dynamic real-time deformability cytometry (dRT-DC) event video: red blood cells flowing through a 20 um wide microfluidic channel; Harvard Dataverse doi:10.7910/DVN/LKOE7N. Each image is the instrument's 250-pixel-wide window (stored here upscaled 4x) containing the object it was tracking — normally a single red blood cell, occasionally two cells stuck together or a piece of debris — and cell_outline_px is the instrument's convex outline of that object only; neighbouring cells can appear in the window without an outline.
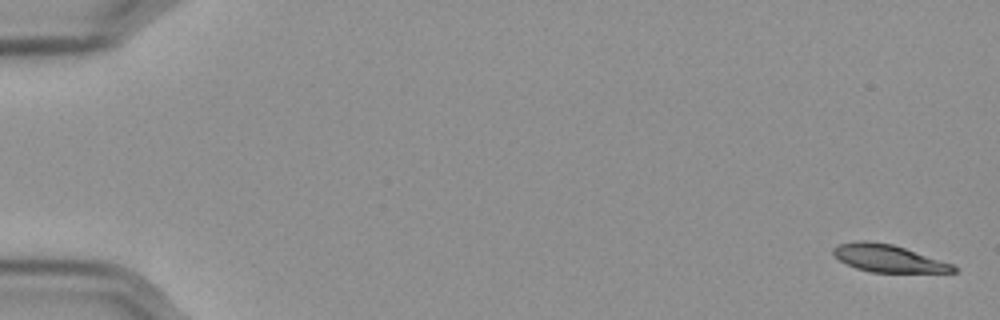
{"species": "Egyptian fruit bat (a non-hibernating species)", "species_latin": "Rousettus aegyptiacus", "temperature_condition": "cold", "stored_images_in_passage": 57, "camera_frame_rate_fps": 3000, "um_per_image_px": 0.085, "frame": {"image": 1, "passage_image": 1, "time_ms": 0.0, "image_size_px": [1000, 320], "cell_outline_px": [[956, 272], [872, 272], [856, 268], [840, 260], [832, 252], [832, 248], [840, 244], [856, 240], [868, 240], [892, 244], [952, 264], [956, 268]], "centroid_in_image_um": [75.46, 21.95], "position_along_channel_um": 9.5, "area_um2": 18.84}}
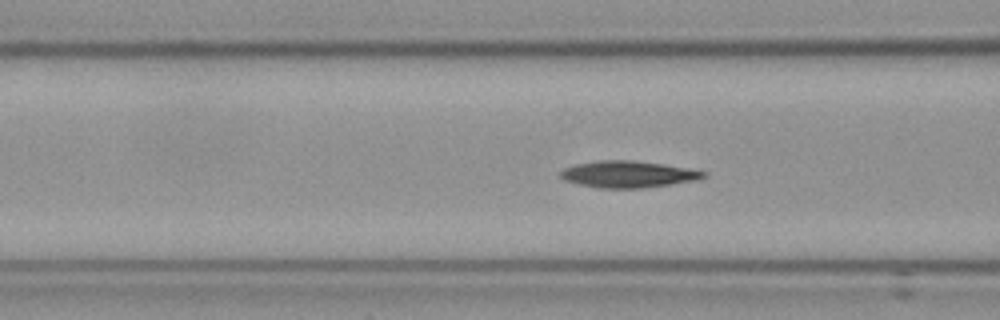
{"frame": {"image": 2, "passage_image": 23, "time_ms": 7.333, "image_size_px": [1000, 320], "cell_outline_px": [[708, 176], [696, 180], [640, 188], [600, 188], [576, 184], [564, 180], [560, 176], [560, 172], [564, 168], [576, 164], [600, 160], [632, 160], [664, 164], [688, 168], [708, 172]], "centroid_in_image_um": [53.38, 14.81], "position_along_channel_um": 113.2, "area_um2": 22.2}}
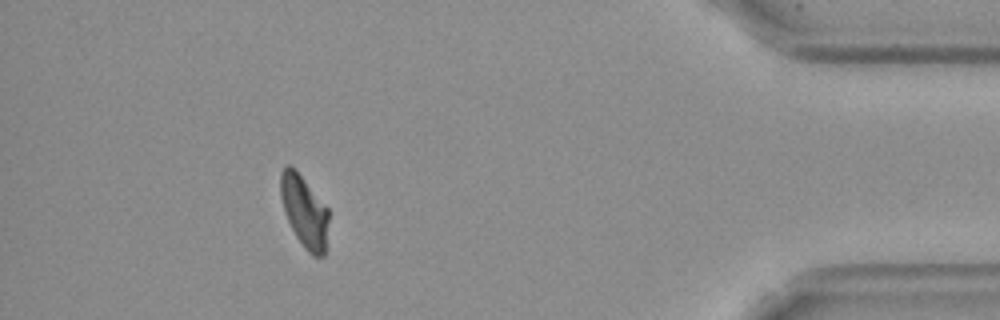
{"frame": {"image": 3, "passage_image": 52, "time_ms": 17.0, "image_size_px": [1000, 320], "cell_outline_px": [[328, 220], [324, 256], [312, 256], [304, 248], [296, 236], [284, 212], [280, 196], [280, 172], [288, 164], [300, 176], [328, 208]], "centroid_in_image_um": [25.85, 18.0], "position_along_channel_um": 409.3, "area_um2": 19.65}, "authors_computed_cell_mechanics": {"area_um2": 20.8658, "velocity_mm_per_s": 3.5654, "shape_relaxation_time_tau1_ms": 7.4099, "shape_relaxation_time_tau2_ms": 9.6048, "deformation_change_tau1": 0.1777, "deformation_change_tau2": 0.1277}}